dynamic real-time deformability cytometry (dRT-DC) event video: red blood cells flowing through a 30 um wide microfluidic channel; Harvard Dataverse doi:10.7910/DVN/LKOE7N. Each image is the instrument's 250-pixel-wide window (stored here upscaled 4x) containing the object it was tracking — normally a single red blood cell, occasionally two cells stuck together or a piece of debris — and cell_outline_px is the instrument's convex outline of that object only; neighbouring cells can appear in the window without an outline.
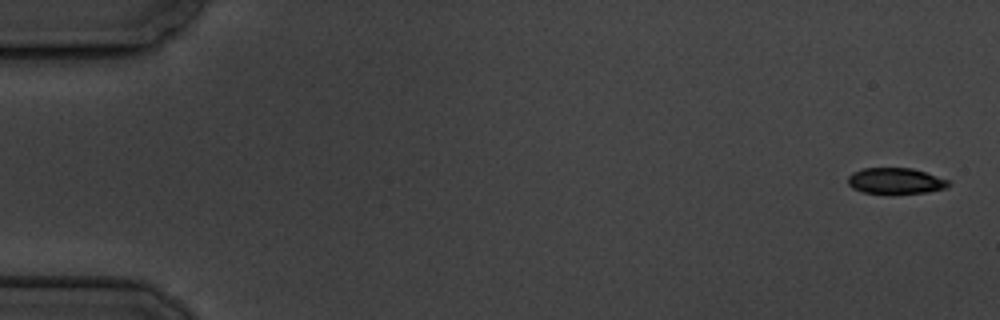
{"species": "common noctule bat (a hibernating species)", "species_latin": "Nyctalus noctula", "temperature_condition": "cold", "stored_images_in_passage": 12, "camera_frame_rate_fps": 3000, "um_per_image_px": 0.085, "animal": {"sex": "male", "body_mass_g": 19.5, "forearm_length_mm": 54.6}, "frame": {"image": 1, "passage_image": 1, "time_ms": 0.0, "image_size_px": [1000, 320], "cell_outline_px": [[952, 184], [948, 188], [928, 192], [864, 192], [852, 188], [848, 184], [848, 176], [852, 172], [864, 168], [912, 168], [952, 180]], "centroid_in_image_um": [76.19, 15.35], "position_along_channel_um": 8.8, "area_um2": 15.14}}
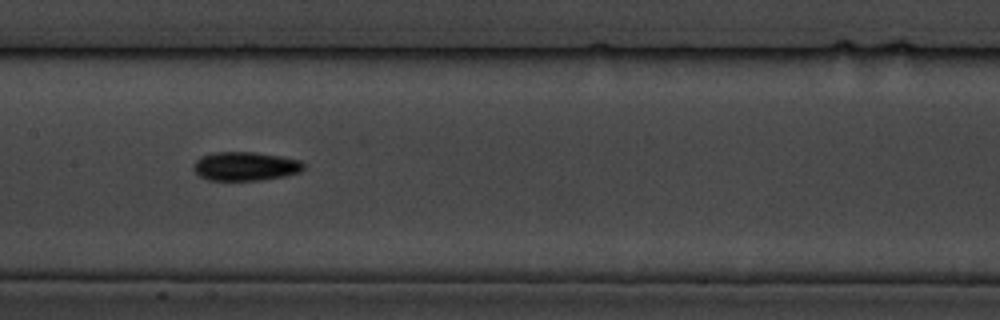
{"frame": {"image": 2, "passage_image": 8, "time_ms": 9.333, "image_size_px": [1000, 320], "cell_outline_px": [[304, 168], [300, 172], [284, 176], [260, 180], [208, 180], [200, 176], [192, 168], [192, 164], [200, 156], [216, 152], [252, 152], [280, 156], [300, 160], [304, 164]], "centroid_in_image_um": [20.83, 14.13], "position_along_channel_um": 186.6, "area_um2": 18.5}}
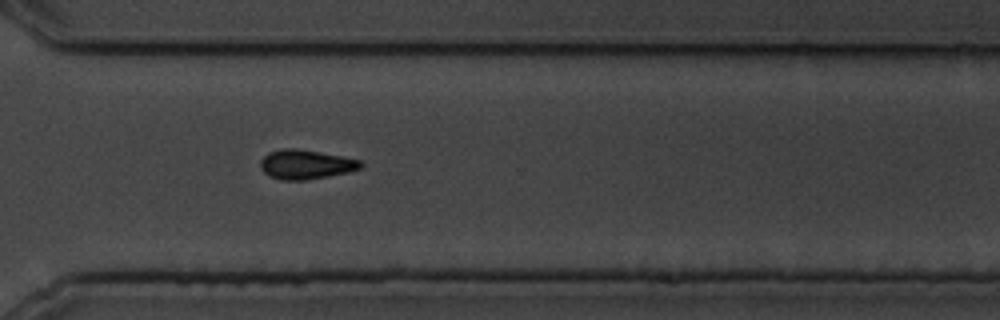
{"frame": {"image": 3, "passage_image": 12, "time_ms": 14.0, "image_size_px": [1000, 320], "cell_outline_px": [[364, 164], [360, 168], [348, 172], [328, 176], [304, 180], [280, 180], [268, 176], [260, 168], [260, 160], [268, 152], [280, 148], [296, 148], [344, 156], [360, 160]], "centroid_in_image_um": [25.96, 13.97], "position_along_channel_um": 344.6, "area_um2": 17.34}}